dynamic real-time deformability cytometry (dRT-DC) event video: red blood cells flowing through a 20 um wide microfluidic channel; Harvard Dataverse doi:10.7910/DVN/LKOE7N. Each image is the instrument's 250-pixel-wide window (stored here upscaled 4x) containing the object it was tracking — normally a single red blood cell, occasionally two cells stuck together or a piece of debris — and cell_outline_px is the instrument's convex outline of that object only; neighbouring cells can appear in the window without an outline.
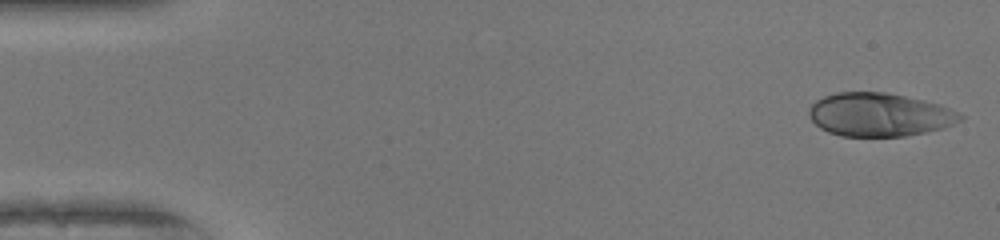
{"species": "human", "species_latin": "Homo sapiens", "temperature_condition": "warm", "stored_images_in_passage": 49, "camera_frame_rate_fps": 3000, "um_per_image_px": 0.085, "donor": {"sex": "female"}, "frame": {"image": 1, "passage_image": 1, "time_ms": 0.0, "image_size_px": [1000, 240], "cell_outline_px": [[964, 120], [940, 128], [924, 132], [904, 136], [840, 136], [828, 132], [820, 128], [808, 116], [808, 108], [816, 100], [824, 96], [836, 92], [884, 92], [924, 100], [940, 104], [960, 112], [964, 116]], "centroid_in_image_um": [74.74, 9.74], "position_along_channel_um": 10.3, "area_um2": 38.32}}
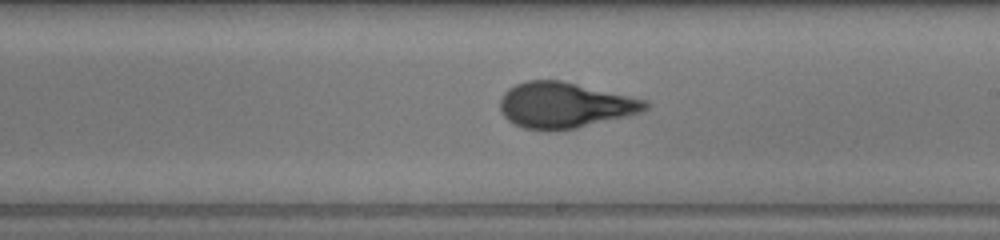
{"frame": {"image": 2, "passage_image": 28, "time_ms": 9.0, "image_size_px": [1000, 240], "cell_outline_px": [[652, 104], [648, 108], [640, 112], [628, 116], [576, 128], [524, 128], [508, 120], [500, 112], [500, 100], [504, 92], [508, 88], [516, 84], [528, 80], [560, 80], [648, 100]], "centroid_in_image_um": [48.03, 8.91], "position_along_channel_um": 241.0, "area_um2": 38.15}}
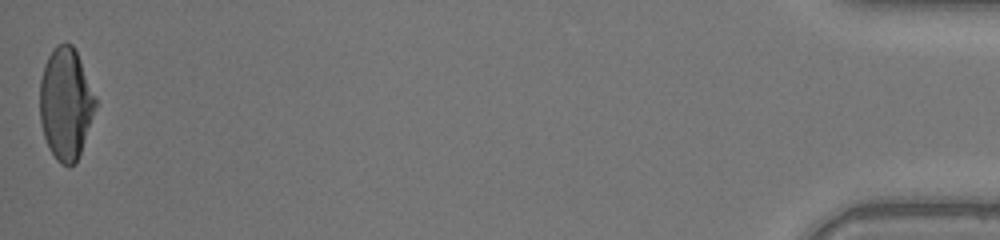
{"frame": {"image": 3, "passage_image": 49, "time_ms": 16.0, "image_size_px": [1000, 240], "cell_outline_px": [[96, 104], [80, 152], [76, 160], [68, 168], [60, 164], [56, 160], [44, 136], [40, 120], [40, 80], [44, 64], [48, 56], [56, 44], [72, 44], [80, 60], [96, 100]], "centroid_in_image_um": [5.55, 8.81], "position_along_channel_um": 429.6, "area_um2": 35.55}, "authors_computed_cell_mechanics": {"area_um2": 38.0902, "velocity_mm_per_s": 4.1406, "shape_relaxation_time_tau1_ms": 6.3548, "shape_relaxation_time_tau2_ms": null, "deformation_change_tau1": 0.2893, "deformation_change_tau2": null}}